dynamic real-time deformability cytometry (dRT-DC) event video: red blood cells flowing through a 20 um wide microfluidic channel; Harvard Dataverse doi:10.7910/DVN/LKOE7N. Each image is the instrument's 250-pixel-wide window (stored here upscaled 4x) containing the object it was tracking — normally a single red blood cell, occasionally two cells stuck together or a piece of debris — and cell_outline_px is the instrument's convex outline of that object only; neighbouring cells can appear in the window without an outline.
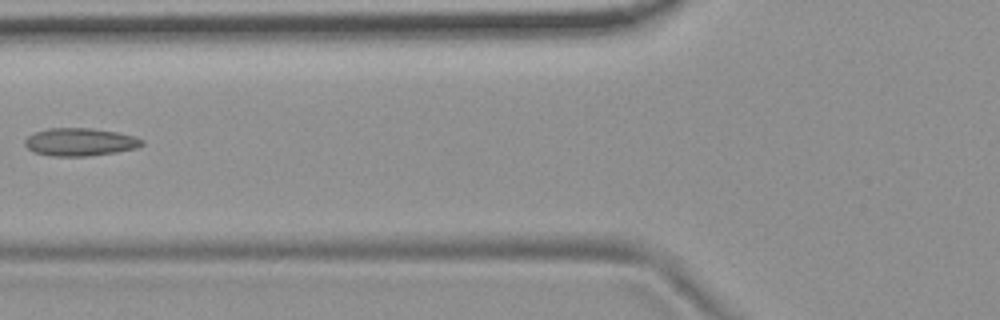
{"species": "common noctule bat (a hibernating species)", "species_latin": "Nyctalus noctula", "temperature_condition": "room temperature", "stored_images_in_passage": 8, "camera_frame_rate_fps": 3000, "um_per_image_px": 0.085, "animal": {"sex": "female", "body_mass_g": 19.9}, "frame": {"image": 1, "passage_image": 7, "time_ms": 2.0, "image_size_px": [1000, 320], "cell_outline_px": [[144, 144], [136, 148], [116, 152], [88, 156], [52, 156], [32, 152], [24, 144], [24, 140], [32, 132], [48, 128], [92, 128], [116, 132], [136, 136], [144, 140]], "centroid_in_image_um": [6.78, 12.06], "position_along_channel_um": 119.0, "area_um2": 19.19}}
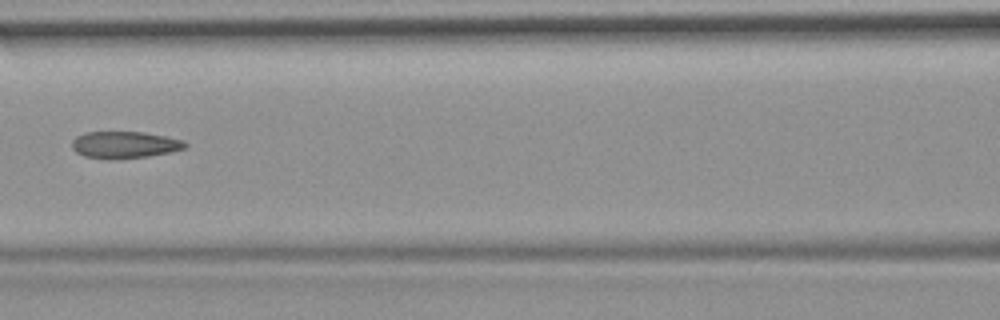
{"frame": {"image": 2, "passage_image": 8, "time_ms": 2.333, "image_size_px": [1000, 320], "cell_outline_px": [[188, 148], [172, 152], [148, 156], [112, 160], [84, 156], [76, 152], [72, 148], [72, 140], [76, 136], [84, 132], [144, 132], [184, 140], [188, 144]], "centroid_in_image_um": [10.61, 12.31], "position_along_channel_um": 156.0, "area_um2": 17.98}}